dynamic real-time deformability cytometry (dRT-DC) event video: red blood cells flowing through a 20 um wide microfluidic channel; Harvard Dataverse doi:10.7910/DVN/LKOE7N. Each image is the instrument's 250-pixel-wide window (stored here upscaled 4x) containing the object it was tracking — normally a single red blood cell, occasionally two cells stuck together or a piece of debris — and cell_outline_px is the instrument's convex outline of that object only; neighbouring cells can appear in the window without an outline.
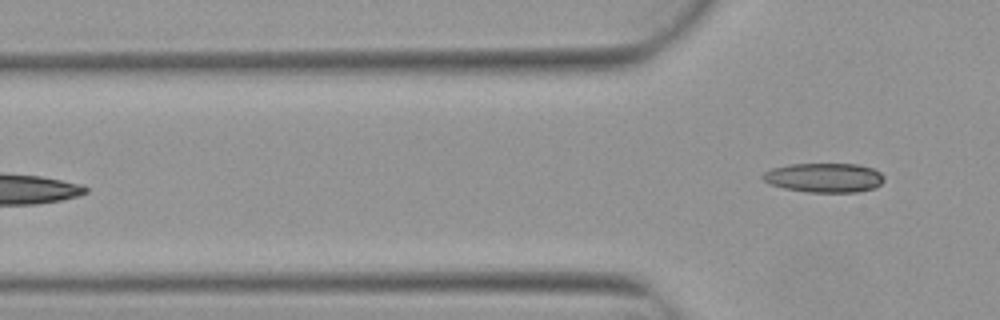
{"species": "Egyptian fruit bat (a non-hibernating species)", "species_latin": "Rousettus aegyptiacus", "temperature_condition": "warm", "stored_images_in_passage": 6, "camera_frame_rate_fps": 3000, "um_per_image_px": 0.085, "animal": {"sex": "female"}, "frame": {"image": 1, "passage_image": 6, "time_ms": 1.667, "image_size_px": [1000, 320], "cell_outline_px": [[884, 180], [880, 184], [872, 188], [856, 192], [808, 192], [784, 188], [768, 184], [760, 176], [764, 172], [772, 168], [788, 164], [856, 164], [872, 168], [880, 172], [884, 176]], "centroid_in_image_um": [70.02, 15.1], "position_along_channel_um": 55.8, "area_um2": 20.75}}